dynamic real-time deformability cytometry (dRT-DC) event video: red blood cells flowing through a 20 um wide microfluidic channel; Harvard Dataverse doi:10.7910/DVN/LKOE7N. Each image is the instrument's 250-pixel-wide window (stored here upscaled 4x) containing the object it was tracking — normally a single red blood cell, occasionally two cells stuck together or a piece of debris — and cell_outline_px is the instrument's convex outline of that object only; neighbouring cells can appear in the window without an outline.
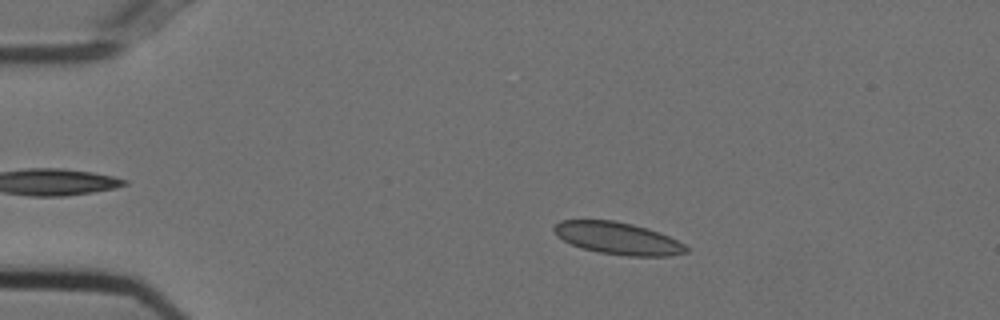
{"species": "Egyptian fruit bat (a non-hibernating species)", "species_latin": "Rousettus aegyptiacus", "temperature_condition": "cold", "stored_images_in_passage": 54, "camera_frame_rate_fps": 3000, "um_per_image_px": 0.085, "animal": {"sex": "female"}, "frame": {"image": 1, "passage_image": 10, "time_ms": 3.0, "image_size_px": [1000, 320], "cell_outline_px": [[688, 252], [668, 256], [628, 256], [600, 252], [580, 248], [556, 236], [552, 228], [560, 220], [612, 220], [632, 224], [648, 228], [660, 232], [684, 244], [688, 248]], "centroid_in_image_um": [52.5, 20.25], "position_along_channel_um": 32.5, "area_um2": 24.74}}
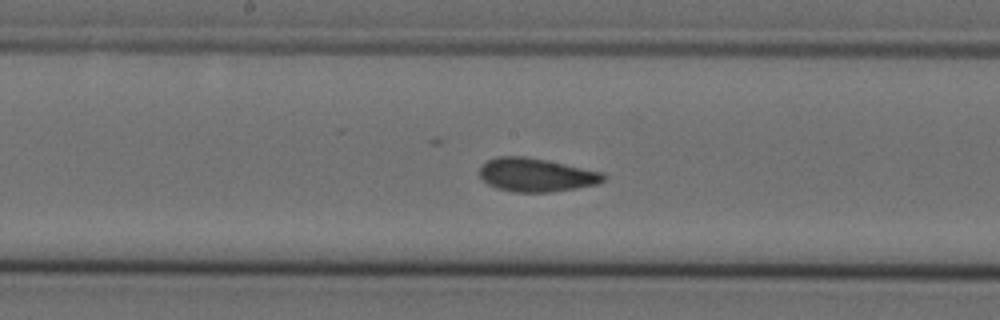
{"frame": {"image": 2, "passage_image": 28, "time_ms": 9.0, "image_size_px": [1000, 320], "cell_outline_px": [[608, 176], [604, 180], [596, 184], [576, 188], [548, 192], [512, 192], [496, 188], [488, 184], [480, 176], [480, 168], [488, 160], [496, 156], [524, 156], [604, 172]], "centroid_in_image_um": [45.58, 14.87], "position_along_channel_um": 202.6, "area_um2": 24.04}}
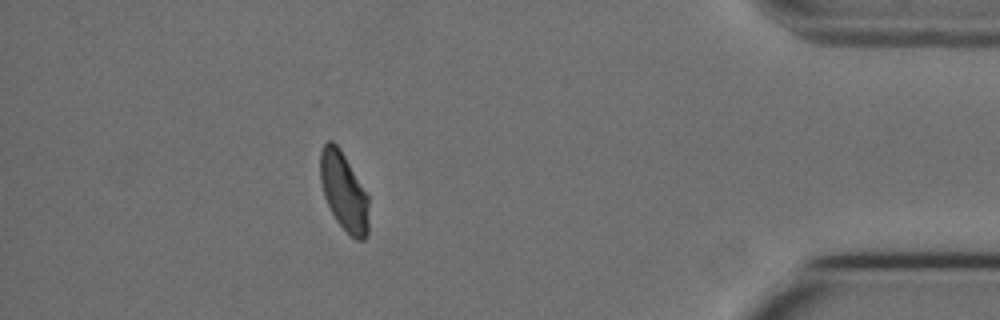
{"frame": {"image": 3, "passage_image": 48, "time_ms": 15.667, "image_size_px": [1000, 320], "cell_outline_px": [[368, 236], [364, 240], [356, 240], [336, 220], [324, 196], [320, 180], [320, 152], [324, 144], [328, 140], [332, 140], [340, 148], [368, 196]], "centroid_in_image_um": [29.22, 16.27], "position_along_channel_um": 406.0, "area_um2": 21.91}, "authors_computed_cell_mechanics": {"area_um2": 24.0448, "velocity_mm_per_s": 3.7137, "shape_relaxation_time_tau1_ms": null, "shape_relaxation_time_tau2_ms": 1.1166, "deformation_change_tau1": null, "deformation_change_tau2": 0.04}}